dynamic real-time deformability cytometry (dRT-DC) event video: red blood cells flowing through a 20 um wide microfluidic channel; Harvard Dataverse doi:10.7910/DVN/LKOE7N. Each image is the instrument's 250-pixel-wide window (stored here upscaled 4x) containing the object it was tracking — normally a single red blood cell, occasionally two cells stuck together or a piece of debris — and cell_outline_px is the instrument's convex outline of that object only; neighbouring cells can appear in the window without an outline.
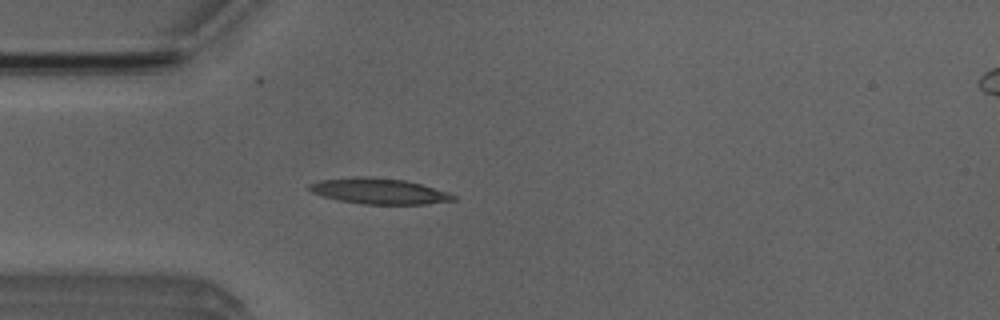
{"species": "Egyptian fruit bat (a non-hibernating species)", "species_latin": "Rousettus aegyptiacus", "temperature_condition": "room temperature", "stored_images_in_passage": 41, "camera_frame_rate_fps": 3000, "um_per_image_px": 0.085, "animal": {"sex": "male"}, "frame": {"image": 1, "passage_image": 14, "time_ms": 4.333, "image_size_px": [1000, 320], "cell_outline_px": [[456, 200], [428, 204], [364, 204], [340, 200], [324, 196], [312, 192], [308, 188], [308, 184], [320, 180], [356, 176], [372, 176], [404, 180], [420, 184], [448, 192], [456, 196]], "centroid_in_image_um": [32.23, 16.24], "position_along_channel_um": 52.8, "area_um2": 21.56}}
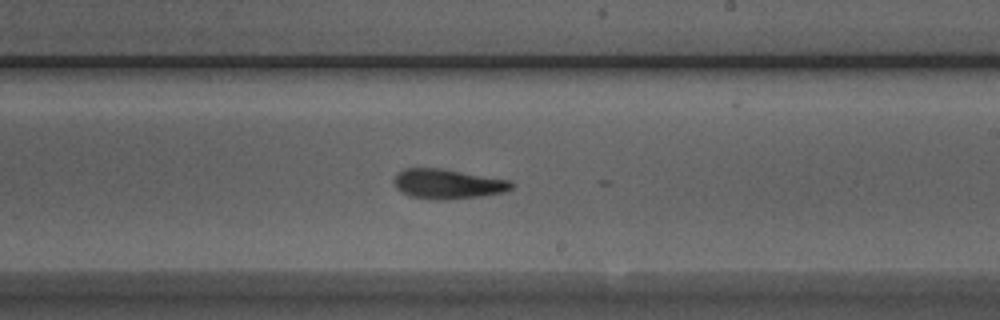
{"frame": {"image": 2, "passage_image": 30, "time_ms": 9.667, "image_size_px": [1000, 320], "cell_outline_px": [[516, 184], [512, 188], [504, 192], [480, 196], [440, 200], [436, 200], [408, 196], [396, 188], [396, 176], [404, 168], [440, 168], [512, 180]], "centroid_in_image_um": [38.11, 15.63], "position_along_channel_um": 250.9, "area_um2": 20.29}}
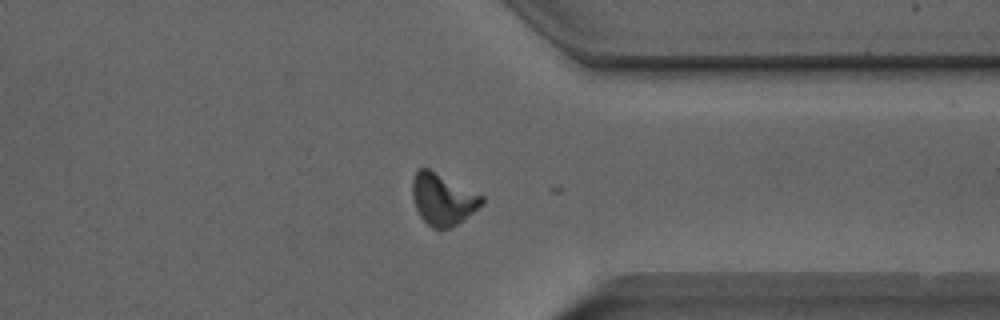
{"frame": {"image": 3, "passage_image": 40, "time_ms": 13.0, "image_size_px": [1000, 320], "cell_outline_px": [[484, 204], [464, 220], [452, 228], [432, 228], [420, 216], [416, 208], [412, 196], [412, 180], [416, 172], [420, 168], [428, 168], [484, 196]], "centroid_in_image_um": [37.65, 16.95], "position_along_channel_um": 373.7, "area_um2": 20.87}, "authors_computed_cell_mechanics": {"area_um2": 20.2878, "velocity_mm_per_s": 3.8356, "shape_relaxation_time_tau1_ms": 6.173, "shape_relaxation_time_tau2_ms": 7.1471, "deformation_change_tau1": 0.2061, "deformation_change_tau2": 0.1428}}